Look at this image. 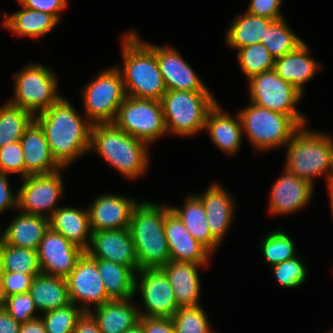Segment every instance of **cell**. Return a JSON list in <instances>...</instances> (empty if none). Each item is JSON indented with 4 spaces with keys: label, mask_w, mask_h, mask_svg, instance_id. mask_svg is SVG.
<instances>
[{
    "label": "cell",
    "mask_w": 333,
    "mask_h": 333,
    "mask_svg": "<svg viewBox=\"0 0 333 333\" xmlns=\"http://www.w3.org/2000/svg\"><path fill=\"white\" fill-rule=\"evenodd\" d=\"M261 252L270 268L296 257L295 242L282 230L271 231L261 241Z\"/></svg>",
    "instance_id": "f35d334b"
},
{
    "label": "cell",
    "mask_w": 333,
    "mask_h": 333,
    "mask_svg": "<svg viewBox=\"0 0 333 333\" xmlns=\"http://www.w3.org/2000/svg\"><path fill=\"white\" fill-rule=\"evenodd\" d=\"M29 293L41 314L71 303L65 278L40 273L34 277Z\"/></svg>",
    "instance_id": "4dcf8cb0"
},
{
    "label": "cell",
    "mask_w": 333,
    "mask_h": 333,
    "mask_svg": "<svg viewBox=\"0 0 333 333\" xmlns=\"http://www.w3.org/2000/svg\"><path fill=\"white\" fill-rule=\"evenodd\" d=\"M314 186L283 169V174L272 184L269 212L286 215L303 209L311 200Z\"/></svg>",
    "instance_id": "d6986e66"
},
{
    "label": "cell",
    "mask_w": 333,
    "mask_h": 333,
    "mask_svg": "<svg viewBox=\"0 0 333 333\" xmlns=\"http://www.w3.org/2000/svg\"><path fill=\"white\" fill-rule=\"evenodd\" d=\"M206 211L209 231L220 244L229 231L235 213L234 200L227 189L217 183H212L204 193L197 195Z\"/></svg>",
    "instance_id": "7402d4cb"
},
{
    "label": "cell",
    "mask_w": 333,
    "mask_h": 333,
    "mask_svg": "<svg viewBox=\"0 0 333 333\" xmlns=\"http://www.w3.org/2000/svg\"><path fill=\"white\" fill-rule=\"evenodd\" d=\"M6 298L7 296L5 294L4 285H3V271L1 270L0 267V310L4 309Z\"/></svg>",
    "instance_id": "f5cc1de1"
},
{
    "label": "cell",
    "mask_w": 333,
    "mask_h": 333,
    "mask_svg": "<svg viewBox=\"0 0 333 333\" xmlns=\"http://www.w3.org/2000/svg\"><path fill=\"white\" fill-rule=\"evenodd\" d=\"M139 323L144 333H174L173 321L169 317L140 316Z\"/></svg>",
    "instance_id": "7dc6e473"
},
{
    "label": "cell",
    "mask_w": 333,
    "mask_h": 333,
    "mask_svg": "<svg viewBox=\"0 0 333 333\" xmlns=\"http://www.w3.org/2000/svg\"><path fill=\"white\" fill-rule=\"evenodd\" d=\"M121 73L126 96L161 100L167 91L159 69L154 44L144 42L134 29L121 39Z\"/></svg>",
    "instance_id": "7a4b0ae2"
},
{
    "label": "cell",
    "mask_w": 333,
    "mask_h": 333,
    "mask_svg": "<svg viewBox=\"0 0 333 333\" xmlns=\"http://www.w3.org/2000/svg\"><path fill=\"white\" fill-rule=\"evenodd\" d=\"M38 274L3 272V285L6 296L29 292L32 281Z\"/></svg>",
    "instance_id": "ee69618b"
},
{
    "label": "cell",
    "mask_w": 333,
    "mask_h": 333,
    "mask_svg": "<svg viewBox=\"0 0 333 333\" xmlns=\"http://www.w3.org/2000/svg\"><path fill=\"white\" fill-rule=\"evenodd\" d=\"M19 333H47L41 316L28 322L21 323Z\"/></svg>",
    "instance_id": "816d5d0a"
},
{
    "label": "cell",
    "mask_w": 333,
    "mask_h": 333,
    "mask_svg": "<svg viewBox=\"0 0 333 333\" xmlns=\"http://www.w3.org/2000/svg\"><path fill=\"white\" fill-rule=\"evenodd\" d=\"M301 126L285 147V169L314 186V178L325 176L332 187L333 140L330 135Z\"/></svg>",
    "instance_id": "5b68a950"
},
{
    "label": "cell",
    "mask_w": 333,
    "mask_h": 333,
    "mask_svg": "<svg viewBox=\"0 0 333 333\" xmlns=\"http://www.w3.org/2000/svg\"><path fill=\"white\" fill-rule=\"evenodd\" d=\"M72 333H102L97 321L89 312H83L77 319Z\"/></svg>",
    "instance_id": "681fc988"
},
{
    "label": "cell",
    "mask_w": 333,
    "mask_h": 333,
    "mask_svg": "<svg viewBox=\"0 0 333 333\" xmlns=\"http://www.w3.org/2000/svg\"><path fill=\"white\" fill-rule=\"evenodd\" d=\"M113 123L149 145L167 133L161 101L155 99L126 96Z\"/></svg>",
    "instance_id": "30bf717a"
},
{
    "label": "cell",
    "mask_w": 333,
    "mask_h": 333,
    "mask_svg": "<svg viewBox=\"0 0 333 333\" xmlns=\"http://www.w3.org/2000/svg\"><path fill=\"white\" fill-rule=\"evenodd\" d=\"M204 130L213 144L226 155H235L243 142V130L239 115L233 117L223 111L218 102L209 111Z\"/></svg>",
    "instance_id": "603a6c76"
},
{
    "label": "cell",
    "mask_w": 333,
    "mask_h": 333,
    "mask_svg": "<svg viewBox=\"0 0 333 333\" xmlns=\"http://www.w3.org/2000/svg\"><path fill=\"white\" fill-rule=\"evenodd\" d=\"M328 191H329L328 193H329V197H330V206H331L332 215H333V187H329Z\"/></svg>",
    "instance_id": "11a10c76"
},
{
    "label": "cell",
    "mask_w": 333,
    "mask_h": 333,
    "mask_svg": "<svg viewBox=\"0 0 333 333\" xmlns=\"http://www.w3.org/2000/svg\"><path fill=\"white\" fill-rule=\"evenodd\" d=\"M9 174L0 172V215L9 209H17V193L16 195L10 188L8 176ZM14 194V195H13Z\"/></svg>",
    "instance_id": "c3c4849f"
},
{
    "label": "cell",
    "mask_w": 333,
    "mask_h": 333,
    "mask_svg": "<svg viewBox=\"0 0 333 333\" xmlns=\"http://www.w3.org/2000/svg\"><path fill=\"white\" fill-rule=\"evenodd\" d=\"M4 309L19 323L40 317V315H36L38 309L29 292L8 296Z\"/></svg>",
    "instance_id": "b9f144b4"
},
{
    "label": "cell",
    "mask_w": 333,
    "mask_h": 333,
    "mask_svg": "<svg viewBox=\"0 0 333 333\" xmlns=\"http://www.w3.org/2000/svg\"><path fill=\"white\" fill-rule=\"evenodd\" d=\"M12 14L5 13L4 28L20 37L40 38L53 30L59 21L50 13L40 12L21 6Z\"/></svg>",
    "instance_id": "f546056e"
},
{
    "label": "cell",
    "mask_w": 333,
    "mask_h": 333,
    "mask_svg": "<svg viewBox=\"0 0 333 333\" xmlns=\"http://www.w3.org/2000/svg\"><path fill=\"white\" fill-rule=\"evenodd\" d=\"M237 60L247 80L254 75L274 69L275 64V59L262 43L238 49Z\"/></svg>",
    "instance_id": "8d00e7d4"
},
{
    "label": "cell",
    "mask_w": 333,
    "mask_h": 333,
    "mask_svg": "<svg viewBox=\"0 0 333 333\" xmlns=\"http://www.w3.org/2000/svg\"><path fill=\"white\" fill-rule=\"evenodd\" d=\"M132 299H113L89 312L102 333H124L139 323V308Z\"/></svg>",
    "instance_id": "4316f807"
},
{
    "label": "cell",
    "mask_w": 333,
    "mask_h": 333,
    "mask_svg": "<svg viewBox=\"0 0 333 333\" xmlns=\"http://www.w3.org/2000/svg\"><path fill=\"white\" fill-rule=\"evenodd\" d=\"M164 230L170 260L207 264L212 257V254L192 237L171 209L165 214Z\"/></svg>",
    "instance_id": "ffe728a7"
},
{
    "label": "cell",
    "mask_w": 333,
    "mask_h": 333,
    "mask_svg": "<svg viewBox=\"0 0 333 333\" xmlns=\"http://www.w3.org/2000/svg\"><path fill=\"white\" fill-rule=\"evenodd\" d=\"M247 81L250 102L291 116L300 126L307 124L305 115L296 108L303 94L282 80L274 69L254 75Z\"/></svg>",
    "instance_id": "8fae6325"
},
{
    "label": "cell",
    "mask_w": 333,
    "mask_h": 333,
    "mask_svg": "<svg viewBox=\"0 0 333 333\" xmlns=\"http://www.w3.org/2000/svg\"><path fill=\"white\" fill-rule=\"evenodd\" d=\"M273 20L248 12L238 15L226 32V45L238 50L252 44H259L264 39L265 28Z\"/></svg>",
    "instance_id": "1f68e13d"
},
{
    "label": "cell",
    "mask_w": 333,
    "mask_h": 333,
    "mask_svg": "<svg viewBox=\"0 0 333 333\" xmlns=\"http://www.w3.org/2000/svg\"><path fill=\"white\" fill-rule=\"evenodd\" d=\"M84 252L49 227L40 241L37 255L42 273L66 278Z\"/></svg>",
    "instance_id": "9a60e30c"
},
{
    "label": "cell",
    "mask_w": 333,
    "mask_h": 333,
    "mask_svg": "<svg viewBox=\"0 0 333 333\" xmlns=\"http://www.w3.org/2000/svg\"><path fill=\"white\" fill-rule=\"evenodd\" d=\"M170 209L180 218L192 237L213 255L220 244L209 231L206 211L200 198L197 195H189L181 208L170 206Z\"/></svg>",
    "instance_id": "f1b7e54d"
},
{
    "label": "cell",
    "mask_w": 333,
    "mask_h": 333,
    "mask_svg": "<svg viewBox=\"0 0 333 333\" xmlns=\"http://www.w3.org/2000/svg\"><path fill=\"white\" fill-rule=\"evenodd\" d=\"M283 0H250L246 12L271 20L284 18L281 11Z\"/></svg>",
    "instance_id": "f6af8a7d"
},
{
    "label": "cell",
    "mask_w": 333,
    "mask_h": 333,
    "mask_svg": "<svg viewBox=\"0 0 333 333\" xmlns=\"http://www.w3.org/2000/svg\"><path fill=\"white\" fill-rule=\"evenodd\" d=\"M35 120V116L8 101L0 107V147L20 141L24 131Z\"/></svg>",
    "instance_id": "836d02e7"
},
{
    "label": "cell",
    "mask_w": 333,
    "mask_h": 333,
    "mask_svg": "<svg viewBox=\"0 0 333 333\" xmlns=\"http://www.w3.org/2000/svg\"><path fill=\"white\" fill-rule=\"evenodd\" d=\"M332 187H333V171H332Z\"/></svg>",
    "instance_id": "6f0895ef"
},
{
    "label": "cell",
    "mask_w": 333,
    "mask_h": 333,
    "mask_svg": "<svg viewBox=\"0 0 333 333\" xmlns=\"http://www.w3.org/2000/svg\"><path fill=\"white\" fill-rule=\"evenodd\" d=\"M243 134L259 151L286 146L301 127L291 116L258 106L252 102L238 112Z\"/></svg>",
    "instance_id": "52a82bcc"
},
{
    "label": "cell",
    "mask_w": 333,
    "mask_h": 333,
    "mask_svg": "<svg viewBox=\"0 0 333 333\" xmlns=\"http://www.w3.org/2000/svg\"><path fill=\"white\" fill-rule=\"evenodd\" d=\"M0 172L19 174L25 177V166L20 141L11 142L0 147Z\"/></svg>",
    "instance_id": "7bdbcfd3"
},
{
    "label": "cell",
    "mask_w": 333,
    "mask_h": 333,
    "mask_svg": "<svg viewBox=\"0 0 333 333\" xmlns=\"http://www.w3.org/2000/svg\"><path fill=\"white\" fill-rule=\"evenodd\" d=\"M203 265L207 266V264L169 260L161 267L173 287L178 307L201 305L199 303L201 283L198 270Z\"/></svg>",
    "instance_id": "cb8c5ba5"
},
{
    "label": "cell",
    "mask_w": 333,
    "mask_h": 333,
    "mask_svg": "<svg viewBox=\"0 0 333 333\" xmlns=\"http://www.w3.org/2000/svg\"><path fill=\"white\" fill-rule=\"evenodd\" d=\"M87 208L92 232L129 228L131 213L139 202L118 194H102Z\"/></svg>",
    "instance_id": "ac0fdd59"
},
{
    "label": "cell",
    "mask_w": 333,
    "mask_h": 333,
    "mask_svg": "<svg viewBox=\"0 0 333 333\" xmlns=\"http://www.w3.org/2000/svg\"><path fill=\"white\" fill-rule=\"evenodd\" d=\"M4 242V237H3V233L0 234V247L3 245Z\"/></svg>",
    "instance_id": "9f6ffc18"
},
{
    "label": "cell",
    "mask_w": 333,
    "mask_h": 333,
    "mask_svg": "<svg viewBox=\"0 0 333 333\" xmlns=\"http://www.w3.org/2000/svg\"><path fill=\"white\" fill-rule=\"evenodd\" d=\"M96 264L111 300L135 297V273L128 266L104 259H96Z\"/></svg>",
    "instance_id": "d6a6232c"
},
{
    "label": "cell",
    "mask_w": 333,
    "mask_h": 333,
    "mask_svg": "<svg viewBox=\"0 0 333 333\" xmlns=\"http://www.w3.org/2000/svg\"><path fill=\"white\" fill-rule=\"evenodd\" d=\"M169 210L170 206L151 201H139L132 210L129 230L140 269L161 268L170 260L164 230Z\"/></svg>",
    "instance_id": "277c9868"
},
{
    "label": "cell",
    "mask_w": 333,
    "mask_h": 333,
    "mask_svg": "<svg viewBox=\"0 0 333 333\" xmlns=\"http://www.w3.org/2000/svg\"><path fill=\"white\" fill-rule=\"evenodd\" d=\"M49 227L48 218L20 212L3 231V244L37 251Z\"/></svg>",
    "instance_id": "83f0119b"
},
{
    "label": "cell",
    "mask_w": 333,
    "mask_h": 333,
    "mask_svg": "<svg viewBox=\"0 0 333 333\" xmlns=\"http://www.w3.org/2000/svg\"><path fill=\"white\" fill-rule=\"evenodd\" d=\"M304 41L296 35L285 18L273 20L266 28L264 39L261 43L265 45L274 59L283 57L294 51Z\"/></svg>",
    "instance_id": "e575fe53"
},
{
    "label": "cell",
    "mask_w": 333,
    "mask_h": 333,
    "mask_svg": "<svg viewBox=\"0 0 333 333\" xmlns=\"http://www.w3.org/2000/svg\"><path fill=\"white\" fill-rule=\"evenodd\" d=\"M124 333H144V330L142 325L140 323H137L134 327L128 329Z\"/></svg>",
    "instance_id": "db71d44e"
},
{
    "label": "cell",
    "mask_w": 333,
    "mask_h": 333,
    "mask_svg": "<svg viewBox=\"0 0 333 333\" xmlns=\"http://www.w3.org/2000/svg\"><path fill=\"white\" fill-rule=\"evenodd\" d=\"M25 177L27 175L50 174L62 169L52 157L43 128L34 120L20 139Z\"/></svg>",
    "instance_id": "44dd1931"
},
{
    "label": "cell",
    "mask_w": 333,
    "mask_h": 333,
    "mask_svg": "<svg viewBox=\"0 0 333 333\" xmlns=\"http://www.w3.org/2000/svg\"><path fill=\"white\" fill-rule=\"evenodd\" d=\"M0 267L3 272L42 273L36 250L8 244L0 247Z\"/></svg>",
    "instance_id": "d590c367"
},
{
    "label": "cell",
    "mask_w": 333,
    "mask_h": 333,
    "mask_svg": "<svg viewBox=\"0 0 333 333\" xmlns=\"http://www.w3.org/2000/svg\"><path fill=\"white\" fill-rule=\"evenodd\" d=\"M49 68L41 63H29L13 74L14 94L8 102L26 109L34 116L47 110L63 96L58 92V80Z\"/></svg>",
    "instance_id": "ba28073f"
},
{
    "label": "cell",
    "mask_w": 333,
    "mask_h": 333,
    "mask_svg": "<svg viewBox=\"0 0 333 333\" xmlns=\"http://www.w3.org/2000/svg\"><path fill=\"white\" fill-rule=\"evenodd\" d=\"M84 112L92 124L113 123L126 97L121 73L116 66L102 70L82 89Z\"/></svg>",
    "instance_id": "9c48e42d"
},
{
    "label": "cell",
    "mask_w": 333,
    "mask_h": 333,
    "mask_svg": "<svg viewBox=\"0 0 333 333\" xmlns=\"http://www.w3.org/2000/svg\"><path fill=\"white\" fill-rule=\"evenodd\" d=\"M171 319L174 333H216L201 305L180 306Z\"/></svg>",
    "instance_id": "74e56055"
},
{
    "label": "cell",
    "mask_w": 333,
    "mask_h": 333,
    "mask_svg": "<svg viewBox=\"0 0 333 333\" xmlns=\"http://www.w3.org/2000/svg\"><path fill=\"white\" fill-rule=\"evenodd\" d=\"M135 296L142 298L140 316L171 318L179 308L172 285L161 268L140 269L135 274Z\"/></svg>",
    "instance_id": "4fadbf2b"
},
{
    "label": "cell",
    "mask_w": 333,
    "mask_h": 333,
    "mask_svg": "<svg viewBox=\"0 0 333 333\" xmlns=\"http://www.w3.org/2000/svg\"><path fill=\"white\" fill-rule=\"evenodd\" d=\"M307 266L298 256L271 267L276 281L284 288H296L302 285L307 277Z\"/></svg>",
    "instance_id": "60d3db41"
},
{
    "label": "cell",
    "mask_w": 333,
    "mask_h": 333,
    "mask_svg": "<svg viewBox=\"0 0 333 333\" xmlns=\"http://www.w3.org/2000/svg\"><path fill=\"white\" fill-rule=\"evenodd\" d=\"M21 323L12 318L5 309L0 310V333H19Z\"/></svg>",
    "instance_id": "f907efd6"
},
{
    "label": "cell",
    "mask_w": 333,
    "mask_h": 333,
    "mask_svg": "<svg viewBox=\"0 0 333 333\" xmlns=\"http://www.w3.org/2000/svg\"><path fill=\"white\" fill-rule=\"evenodd\" d=\"M49 226L83 251L89 248L92 231L87 208L59 206L49 218Z\"/></svg>",
    "instance_id": "484cf974"
},
{
    "label": "cell",
    "mask_w": 333,
    "mask_h": 333,
    "mask_svg": "<svg viewBox=\"0 0 333 333\" xmlns=\"http://www.w3.org/2000/svg\"><path fill=\"white\" fill-rule=\"evenodd\" d=\"M50 174L27 175L17 190V209L26 214L50 218L59 208L56 204L64 193L61 171Z\"/></svg>",
    "instance_id": "7c38bea8"
},
{
    "label": "cell",
    "mask_w": 333,
    "mask_h": 333,
    "mask_svg": "<svg viewBox=\"0 0 333 333\" xmlns=\"http://www.w3.org/2000/svg\"><path fill=\"white\" fill-rule=\"evenodd\" d=\"M21 6L32 10L52 14L58 21L65 8L68 7V0H17Z\"/></svg>",
    "instance_id": "bcb514c9"
},
{
    "label": "cell",
    "mask_w": 333,
    "mask_h": 333,
    "mask_svg": "<svg viewBox=\"0 0 333 333\" xmlns=\"http://www.w3.org/2000/svg\"><path fill=\"white\" fill-rule=\"evenodd\" d=\"M65 279L70 301L80 306L83 312H90L92 304L96 308L111 300L106 294L96 259L91 258L86 252L78 259L75 268Z\"/></svg>",
    "instance_id": "5bb4252c"
},
{
    "label": "cell",
    "mask_w": 333,
    "mask_h": 333,
    "mask_svg": "<svg viewBox=\"0 0 333 333\" xmlns=\"http://www.w3.org/2000/svg\"><path fill=\"white\" fill-rule=\"evenodd\" d=\"M309 52V46L304 41L294 51L275 59L274 64L278 76L291 83L303 95L305 83L313 79L321 68L320 63Z\"/></svg>",
    "instance_id": "d4e9b609"
},
{
    "label": "cell",
    "mask_w": 333,
    "mask_h": 333,
    "mask_svg": "<svg viewBox=\"0 0 333 333\" xmlns=\"http://www.w3.org/2000/svg\"><path fill=\"white\" fill-rule=\"evenodd\" d=\"M85 252L94 259L128 266L135 274L140 270L129 228L92 232Z\"/></svg>",
    "instance_id": "2e32d148"
},
{
    "label": "cell",
    "mask_w": 333,
    "mask_h": 333,
    "mask_svg": "<svg viewBox=\"0 0 333 333\" xmlns=\"http://www.w3.org/2000/svg\"><path fill=\"white\" fill-rule=\"evenodd\" d=\"M80 307L72 302L41 315L47 333H72L77 319L82 315Z\"/></svg>",
    "instance_id": "ab89813d"
},
{
    "label": "cell",
    "mask_w": 333,
    "mask_h": 333,
    "mask_svg": "<svg viewBox=\"0 0 333 333\" xmlns=\"http://www.w3.org/2000/svg\"><path fill=\"white\" fill-rule=\"evenodd\" d=\"M35 120L45 132L52 157L62 168L90 152L93 124L65 97L37 114Z\"/></svg>",
    "instance_id": "6da1fadb"
},
{
    "label": "cell",
    "mask_w": 333,
    "mask_h": 333,
    "mask_svg": "<svg viewBox=\"0 0 333 333\" xmlns=\"http://www.w3.org/2000/svg\"><path fill=\"white\" fill-rule=\"evenodd\" d=\"M167 133L190 137L204 131L209 111L217 103L211 92L167 90L161 98Z\"/></svg>",
    "instance_id": "8992f818"
},
{
    "label": "cell",
    "mask_w": 333,
    "mask_h": 333,
    "mask_svg": "<svg viewBox=\"0 0 333 333\" xmlns=\"http://www.w3.org/2000/svg\"><path fill=\"white\" fill-rule=\"evenodd\" d=\"M148 143L128 135L114 123L93 124L90 151H95L128 180L146 172L150 160Z\"/></svg>",
    "instance_id": "3957f363"
},
{
    "label": "cell",
    "mask_w": 333,
    "mask_h": 333,
    "mask_svg": "<svg viewBox=\"0 0 333 333\" xmlns=\"http://www.w3.org/2000/svg\"><path fill=\"white\" fill-rule=\"evenodd\" d=\"M154 53L167 90L210 92L177 49L154 44Z\"/></svg>",
    "instance_id": "e0dca14e"
}]
</instances>
